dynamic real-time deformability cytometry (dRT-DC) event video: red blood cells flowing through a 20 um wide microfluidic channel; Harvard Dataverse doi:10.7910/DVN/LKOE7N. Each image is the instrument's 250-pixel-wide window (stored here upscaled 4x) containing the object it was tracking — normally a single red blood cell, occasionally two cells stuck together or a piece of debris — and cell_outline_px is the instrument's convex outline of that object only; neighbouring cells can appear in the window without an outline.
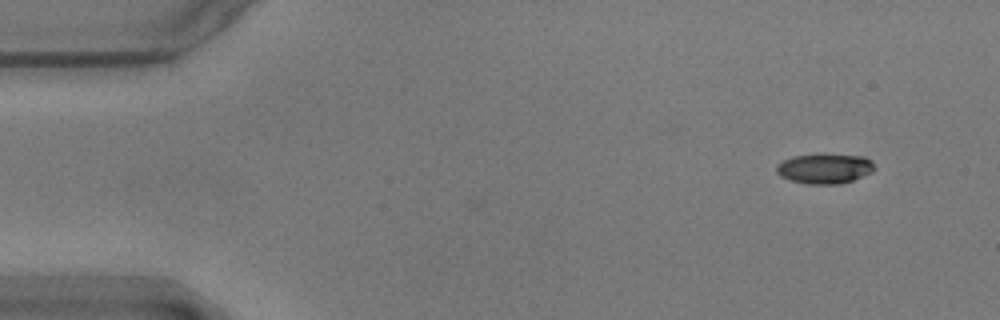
{"species": "common noctule bat (a hibernating species)", "species_latin": "Nyctalus noctula", "temperature_condition": "warm", "stored_images_in_passage": 3, "camera_frame_rate_fps": 3000, "um_per_image_px": 0.085, "animal": {"sex": "male", "body_mass_g": 17.9}, "frame": {"image": 1, "passage_image": 3, "time_ms": 0.667, "image_size_px": [1000, 320], "cell_outline_px": [[876, 168], [872, 172], [852, 180], [840, 184], [808, 184], [788, 180], [780, 176], [776, 172], [776, 164], [792, 156], [820, 152], [824, 152], [864, 156], [872, 160]], "centroid_in_image_um": [70.09, 14.29], "position_along_channel_um": 14.9, "area_um2": 17.86}}